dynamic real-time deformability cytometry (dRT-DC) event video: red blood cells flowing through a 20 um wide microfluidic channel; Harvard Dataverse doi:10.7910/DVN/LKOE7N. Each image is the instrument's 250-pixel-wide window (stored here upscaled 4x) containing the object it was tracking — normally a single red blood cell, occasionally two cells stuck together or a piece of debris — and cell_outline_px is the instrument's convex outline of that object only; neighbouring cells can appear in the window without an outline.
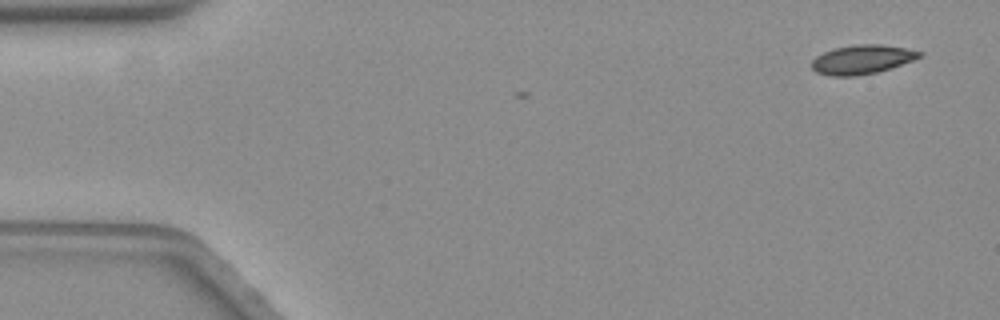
{"species": "common noctule bat (a hibernating species)", "species_latin": "Nyctalus noctula", "temperature_condition": "warm", "stored_images_in_passage": 6, "camera_frame_rate_fps": 3000, "um_per_image_px": 0.085, "animal": {"sex": "female", "body_mass_g": 19.3, "forearm_length_mm": 54.1}, "frame": {"image": 1, "passage_image": 1, "time_ms": 0.0, "image_size_px": [1000, 320], "cell_outline_px": [[924, 52], [920, 56], [912, 60], [876, 72], [856, 76], [832, 76], [816, 72], [812, 68], [812, 60], [816, 56], [824, 52], [836, 48], [856, 44], [880, 44], [904, 48]], "centroid_in_image_um": [73.23, 5.05], "position_along_channel_um": 11.8, "area_um2": 17.92}}